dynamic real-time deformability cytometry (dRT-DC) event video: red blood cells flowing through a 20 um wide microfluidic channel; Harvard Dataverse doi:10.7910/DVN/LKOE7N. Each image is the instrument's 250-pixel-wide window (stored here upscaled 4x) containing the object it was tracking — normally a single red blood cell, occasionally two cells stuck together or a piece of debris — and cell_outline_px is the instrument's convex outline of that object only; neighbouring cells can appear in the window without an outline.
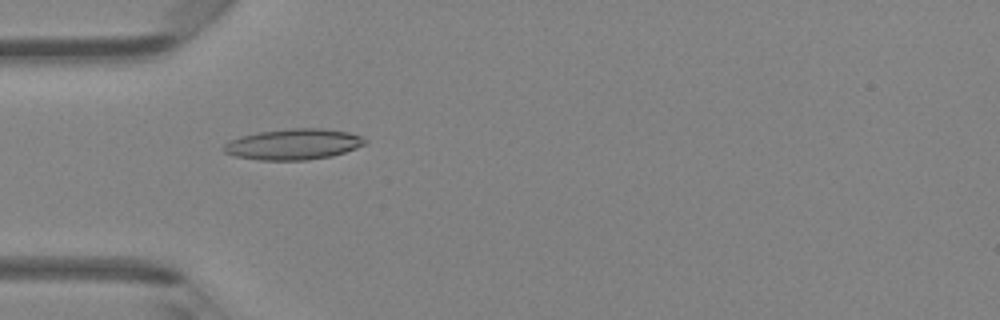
{"species": "Egyptian fruit bat (a non-hibernating species)", "species_latin": "Rousettus aegyptiacus", "temperature_condition": "room temperature", "stored_images_in_passage": 7, "camera_frame_rate_fps": 3000, "um_per_image_px": 0.085, "animal": {"sex": "female"}, "frame": {"image": 1, "passage_image": 5, "time_ms": 1.333, "image_size_px": [1000, 320], "cell_outline_px": [[368, 144], [332, 156], [308, 160], [260, 160], [236, 156], [224, 152], [224, 144], [240, 136], [260, 132], [292, 128], [320, 128], [348, 132], [360, 136], [368, 140]], "centroid_in_image_um": [24.99, 12.26], "position_along_channel_um": 60.0, "area_um2": 25.26}}
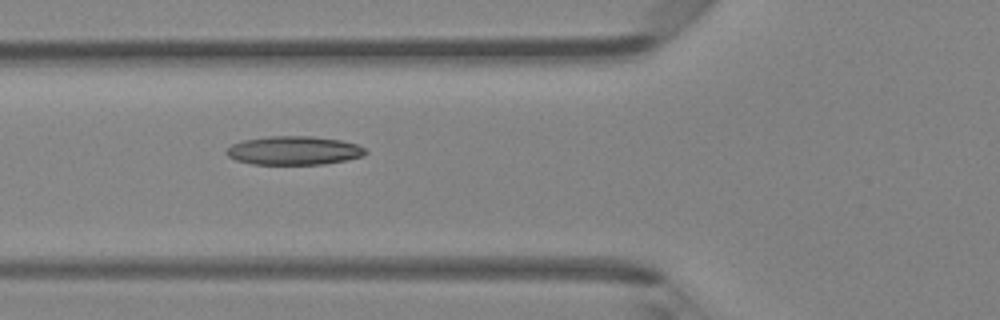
{"frame": {"image": 2, "passage_image": 6, "time_ms": 1.667, "image_size_px": [1000, 320], "cell_outline_px": [[368, 152], [364, 156], [324, 164], [252, 164], [236, 160], [228, 156], [224, 152], [232, 144], [244, 140], [272, 136], [312, 136], [340, 140], [356, 144], [364, 148]], "centroid_in_image_um": [24.98, 12.79], "position_along_channel_um": 100.8, "area_um2": 23.12}}
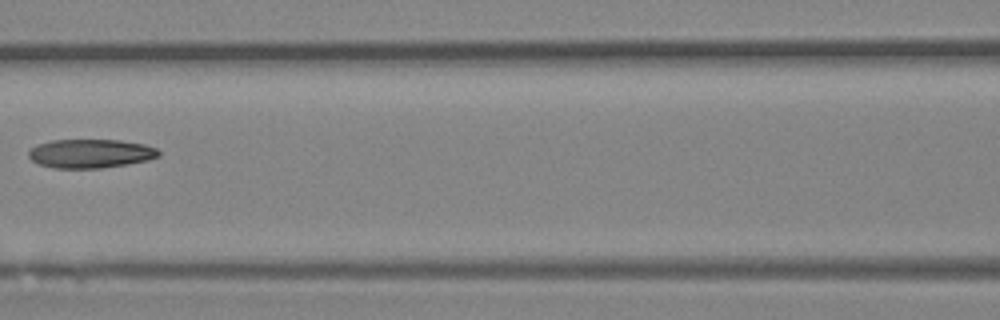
{"frame": {"image": 3, "passage_image": 7, "time_ms": 2.0, "image_size_px": [1000, 320], "cell_outline_px": [[160, 156], [148, 160], [128, 164], [100, 168], [52, 168], [40, 164], [32, 160], [28, 156], [28, 152], [36, 144], [52, 140], [120, 140], [144, 144], [156, 148], [160, 152]], "centroid_in_image_um": [7.7, 13.05], "position_along_channel_um": 158.9, "area_um2": 21.91}}